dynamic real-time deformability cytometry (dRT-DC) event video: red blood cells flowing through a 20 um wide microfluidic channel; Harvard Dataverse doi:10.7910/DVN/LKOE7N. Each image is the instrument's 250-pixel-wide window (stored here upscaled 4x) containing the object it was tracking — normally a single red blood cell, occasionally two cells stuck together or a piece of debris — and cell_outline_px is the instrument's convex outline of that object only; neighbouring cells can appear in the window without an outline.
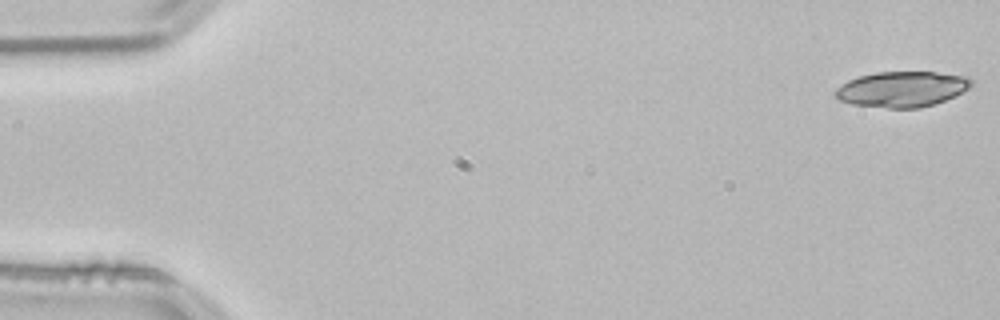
{"species": "common noctule bat (a hibernating species)", "species_latin": "Nyctalus noctula", "temperature_condition": "room temperature", "stored_images_in_passage": 53, "segment_of_instrument_passage": [1, 2], "camera_frame_rate_fps": 3000, "um_per_image_px": 0.085, "animal": {"sex": "male", "body_mass_g": 21.5, "forearm_length_mm": 52.0}, "frame": {"image": 1, "passage_image": 1, "time_ms": 0.0, "image_size_px": [1000, 320], "cell_outline_px": [[972, 84], [968, 88], [936, 104], [920, 108], [888, 108], [852, 104], [840, 100], [832, 96], [832, 92], [840, 84], [848, 80], [860, 76], [876, 72], [936, 72], [968, 76], [972, 80]], "centroid_in_image_um": [76.61, 7.58], "position_along_channel_um": 8.4, "area_um2": 28.26}}